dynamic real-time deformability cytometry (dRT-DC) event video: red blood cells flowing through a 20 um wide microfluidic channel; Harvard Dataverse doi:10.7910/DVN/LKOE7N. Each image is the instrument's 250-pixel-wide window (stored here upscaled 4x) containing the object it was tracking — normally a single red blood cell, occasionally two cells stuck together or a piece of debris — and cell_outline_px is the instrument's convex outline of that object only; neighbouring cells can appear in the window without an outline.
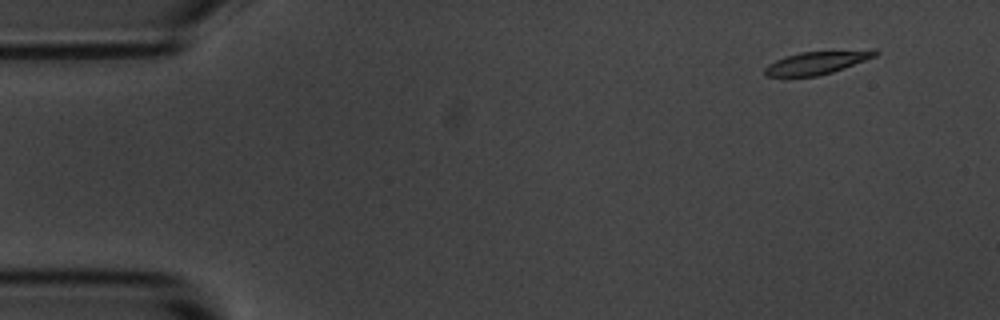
{"species": "common noctule bat (a hibernating species)", "species_latin": "Nyctalus noctula", "temperature_condition": "room temperature", "stored_images_in_passage": 3, "segment_of_instrument_passage": [2, 2], "camera_frame_rate_fps": 3000, "um_per_image_px": 0.085, "animal": {"sex": "male", "body_mass_g": 20.1, "forearm_length_mm": 53.5}, "frame": {"image": 1, "passage_image": 3, "time_ms": 3.333, "image_size_px": [1000, 320], "cell_outline_px": [[880, 52], [876, 56], [832, 72], [816, 76], [768, 76], [764, 72], [764, 68], [768, 64], [784, 56], [800, 52], [872, 48], [876, 48]], "centroid_in_image_um": [69.51, 5.28], "position_along_channel_um": 15.5, "area_um2": 15.03}}